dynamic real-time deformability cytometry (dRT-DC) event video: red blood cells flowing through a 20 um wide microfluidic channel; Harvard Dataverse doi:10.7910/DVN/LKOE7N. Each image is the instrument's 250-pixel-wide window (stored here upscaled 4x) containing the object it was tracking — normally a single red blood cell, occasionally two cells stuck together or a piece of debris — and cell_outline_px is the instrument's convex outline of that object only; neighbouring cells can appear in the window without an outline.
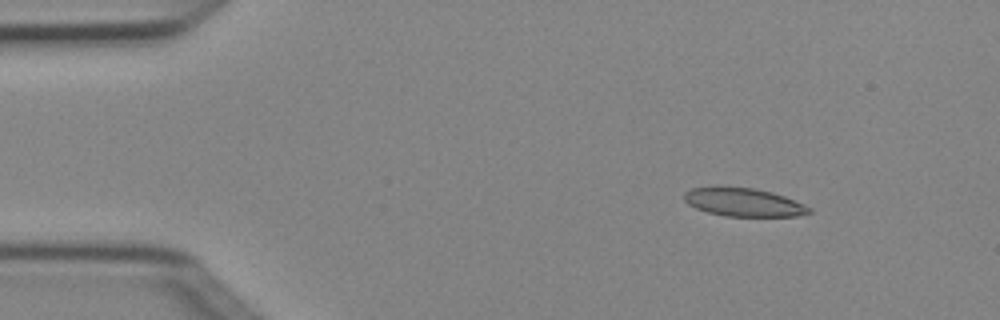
{"species": "Egyptian fruit bat (a non-hibernating species)", "species_latin": "Rousettus aegyptiacus", "temperature_condition": "cold", "stored_images_in_passage": 5, "camera_frame_rate_fps": 3000, "um_per_image_px": 0.085, "animal": {"sex": "female"}, "frame": {"image": 1, "passage_image": 1, "time_ms": 0.0, "image_size_px": [1000, 320], "cell_outline_px": [[812, 212], [796, 216], [724, 216], [708, 212], [696, 208], [688, 204], [684, 200], [684, 192], [692, 188], [716, 184], [752, 188], [772, 192], [784, 196], [804, 204], [812, 208]], "centroid_in_image_um": [63.15, 17.16], "position_along_channel_um": 21.8, "area_um2": 21.1}}
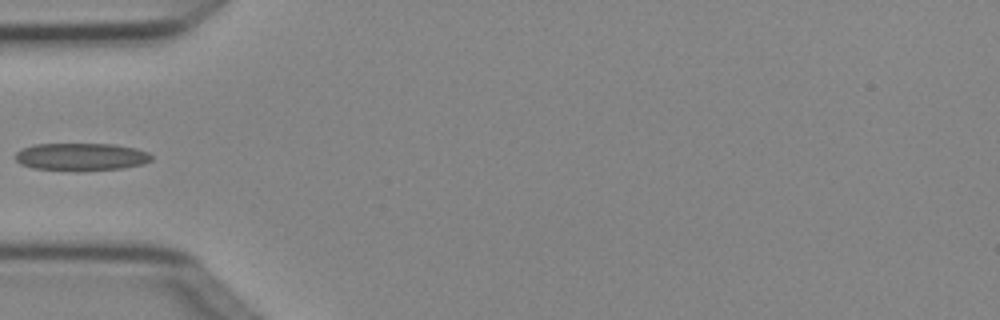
{"frame": {"image": 2, "passage_image": 4, "time_ms": 1.0, "image_size_px": [1000, 320], "cell_outline_px": [[152, 160], [144, 164], [124, 168], [32, 168], [20, 164], [16, 160], [16, 152], [20, 148], [32, 144], [116, 144], [136, 148], [148, 152], [152, 156]], "centroid_in_image_um": [6.91, 13.27], "position_along_channel_um": 78.1, "area_um2": 21.15}}
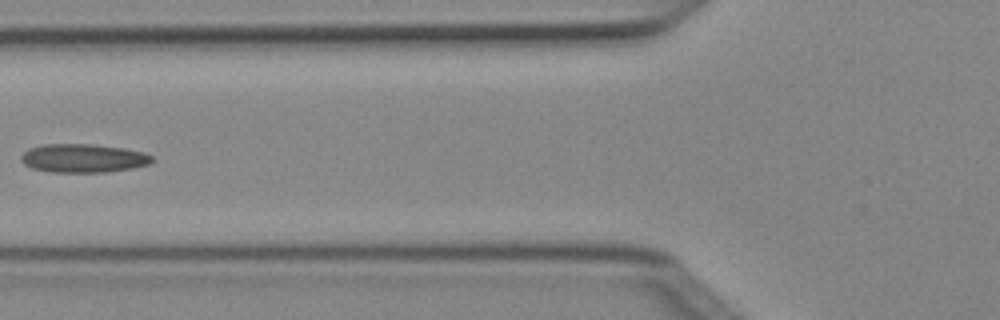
{"frame": {"image": 3, "passage_image": 5, "time_ms": 1.333, "image_size_px": [1000, 320], "cell_outline_px": [[156, 160], [148, 164], [132, 168], [104, 172], [52, 172], [32, 168], [24, 164], [20, 160], [20, 156], [28, 148], [44, 144], [92, 144], [124, 148], [144, 152], [152, 156]], "centroid_in_image_um": [7.07, 13.44], "position_along_channel_um": 118.7, "area_um2": 21.91}}